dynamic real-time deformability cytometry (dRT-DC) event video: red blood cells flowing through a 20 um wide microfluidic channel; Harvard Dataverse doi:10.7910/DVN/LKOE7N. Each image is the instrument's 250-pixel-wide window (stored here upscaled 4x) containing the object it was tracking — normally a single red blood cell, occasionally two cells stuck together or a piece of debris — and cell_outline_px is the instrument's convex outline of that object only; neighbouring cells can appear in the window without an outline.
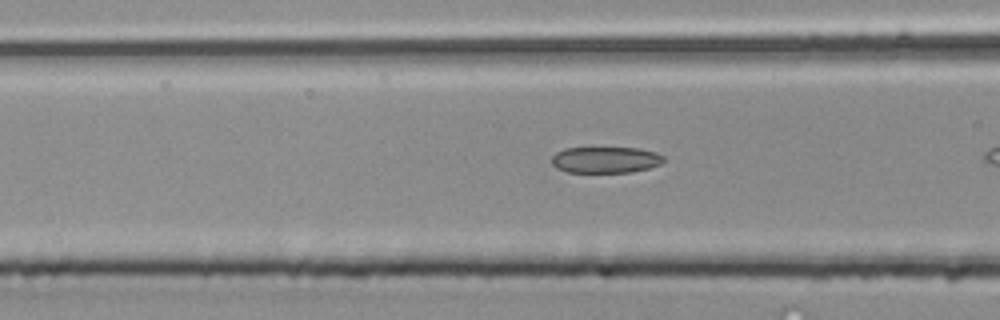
{"species": "common noctule bat (a hibernating species)", "species_latin": "Nyctalus noctula", "temperature_condition": "room temperature", "stored_images_in_passage": 28, "camera_frame_rate_fps": 3000, "um_per_image_px": 0.085, "animal": {"sex": "male", "body_mass_g": 20.4}, "frame": {"image": 1, "passage_image": 17, "time_ms": 5.333, "image_size_px": [1000, 320], "cell_outline_px": [[664, 160], [660, 164], [648, 168], [632, 172], [568, 172], [556, 168], [552, 164], [552, 156], [556, 152], [564, 148], [640, 148], [656, 152], [664, 156]], "centroid_in_image_um": [51.47, 13.58], "position_along_channel_um": 115.1, "area_um2": 17.17}}
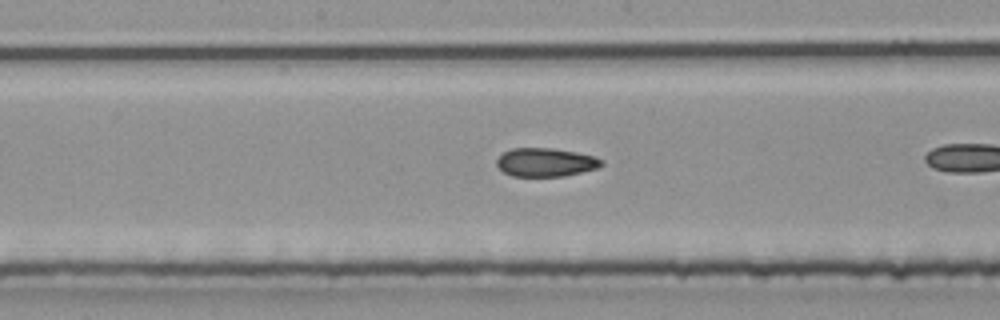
{"frame": {"image": 2, "passage_image": 23, "time_ms": 7.333, "image_size_px": [1000, 320], "cell_outline_px": [[604, 164], [596, 168], [564, 176], [512, 176], [504, 172], [496, 164], [496, 160], [504, 152], [512, 148], [552, 148], [576, 152], [596, 156], [604, 160]], "centroid_in_image_um": [46.4, 13.79], "position_along_channel_um": 201.8, "area_um2": 17.4}}
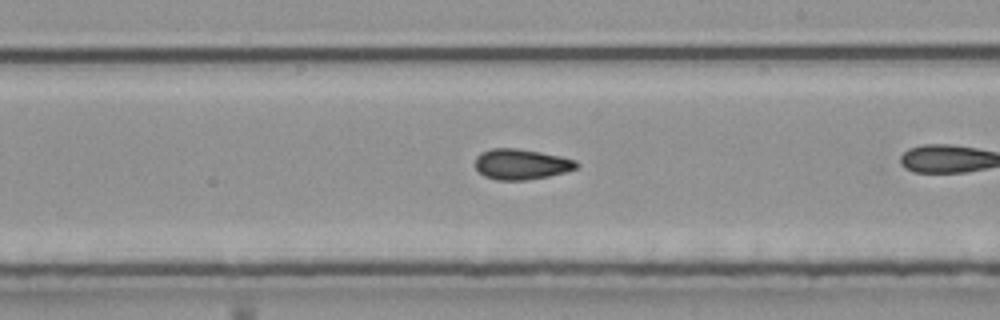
{"frame": {"image": 3, "passage_image": 26, "time_ms": 8.333, "image_size_px": [1000, 320], "cell_outline_px": [[580, 164], [576, 168], [564, 172], [548, 176], [528, 180], [496, 180], [484, 176], [476, 168], [476, 156], [480, 152], [492, 148], [516, 148], [540, 152], [560, 156], [576, 160]], "centroid_in_image_um": [44.3, 13.95], "position_along_channel_um": 244.7, "area_um2": 18.03}}